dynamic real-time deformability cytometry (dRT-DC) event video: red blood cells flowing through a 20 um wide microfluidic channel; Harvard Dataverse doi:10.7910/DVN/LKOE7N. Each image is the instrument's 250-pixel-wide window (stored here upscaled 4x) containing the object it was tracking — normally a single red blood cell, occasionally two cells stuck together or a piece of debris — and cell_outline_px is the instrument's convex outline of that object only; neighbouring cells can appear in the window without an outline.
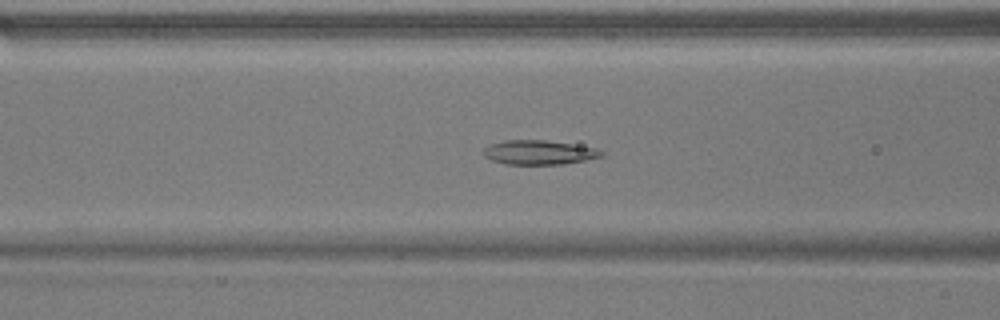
{"species": "common noctule bat (a hibernating species)", "species_latin": "Nyctalus noctula", "temperature_condition": "warm", "stored_images_in_passage": 41, "camera_frame_rate_fps": 3000, "um_per_image_px": 0.085, "animal": {"sex": "male", "body_mass_g": 17.9}, "frame": {"image": 1, "passage_image": 13, "time_ms": 4.0, "image_size_px": [1000, 320], "cell_outline_px": [[604, 156], [564, 164], [504, 164], [492, 160], [484, 156], [484, 148], [488, 144], [504, 140], [544, 140], [572, 144], [596, 148], [604, 152]], "centroid_in_image_um": [45.8, 12.95], "position_along_channel_um": 120.8, "area_um2": 16.7}}
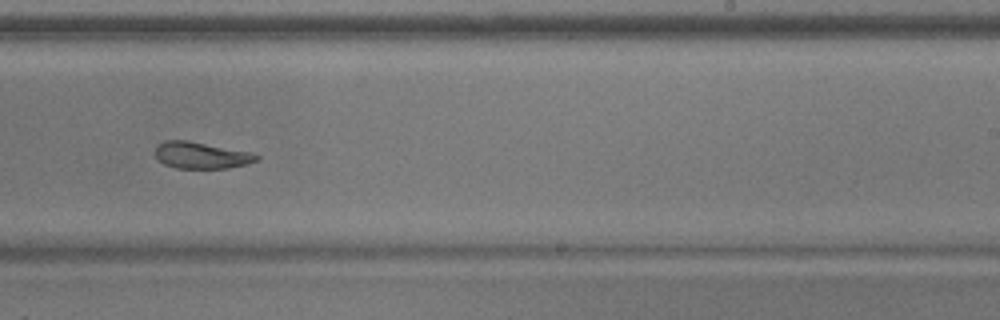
{"frame": {"image": 2, "passage_image": 25, "time_ms": 8.0, "image_size_px": [1000, 320], "cell_outline_px": [[260, 160], [248, 164], [228, 168], [176, 168], [164, 164], [156, 156], [156, 144], [164, 140], [188, 140], [252, 152], [260, 156]], "centroid_in_image_um": [17.14, 13.19], "position_along_channel_um": 271.9, "area_um2": 15.9}}
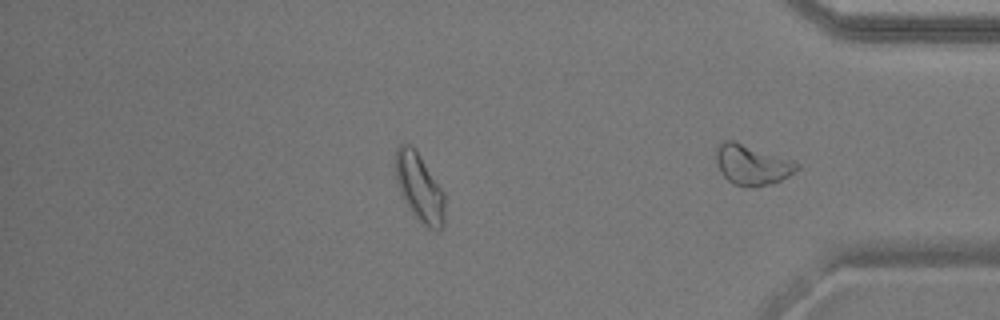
{"frame": {"image": 3, "passage_image": 33, "time_ms": 10.667, "image_size_px": [1000, 320], "cell_outline_px": [[444, 224], [436, 232], [428, 228], [412, 212], [404, 200], [400, 192], [396, 180], [396, 148], [400, 144], [412, 144], [444, 192]], "centroid_in_image_um": [35.66, 15.94], "position_along_channel_um": 399.5, "area_um2": 19.31}, "authors_computed_cell_mechanics": {"area_um2": 17.3978, "velocity_mm_per_s": 3.7826, "shape_relaxation_time_tau1_ms": 10.9393, "shape_relaxation_time_tau2_ms": 2.7237, "deformation_change_tau1": 0.2197, "deformation_change_tau2": 0.0921}}